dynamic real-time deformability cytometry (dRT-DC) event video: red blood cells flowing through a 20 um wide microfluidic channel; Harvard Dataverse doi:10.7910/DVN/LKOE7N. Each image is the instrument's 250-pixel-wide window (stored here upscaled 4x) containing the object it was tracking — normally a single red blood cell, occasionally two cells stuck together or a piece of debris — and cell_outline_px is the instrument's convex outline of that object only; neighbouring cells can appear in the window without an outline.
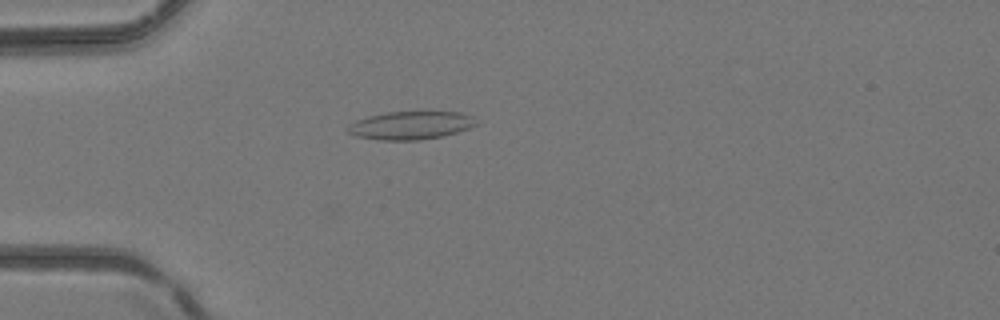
{"species": "common noctule bat (a hibernating species)", "species_latin": "Nyctalus noctula", "temperature_condition": "room temperature", "stored_images_in_passage": 2, "camera_frame_rate_fps": 3000, "um_per_image_px": 0.085, "animal": {"sex": "female", "body_mass_g": 24.6, "forearm_length_mm": 56.2}, "frame": {"image": 1, "passage_image": 2, "time_ms": 0.333, "image_size_px": [1000, 320], "cell_outline_px": [[476, 124], [468, 128], [444, 136], [420, 140], [380, 140], [356, 136], [348, 132], [344, 128], [348, 124], [356, 120], [368, 116], [388, 112], [460, 112], [472, 116]], "centroid_in_image_um": [34.85, 10.66], "position_along_channel_um": 50.2, "area_um2": 20.98}}